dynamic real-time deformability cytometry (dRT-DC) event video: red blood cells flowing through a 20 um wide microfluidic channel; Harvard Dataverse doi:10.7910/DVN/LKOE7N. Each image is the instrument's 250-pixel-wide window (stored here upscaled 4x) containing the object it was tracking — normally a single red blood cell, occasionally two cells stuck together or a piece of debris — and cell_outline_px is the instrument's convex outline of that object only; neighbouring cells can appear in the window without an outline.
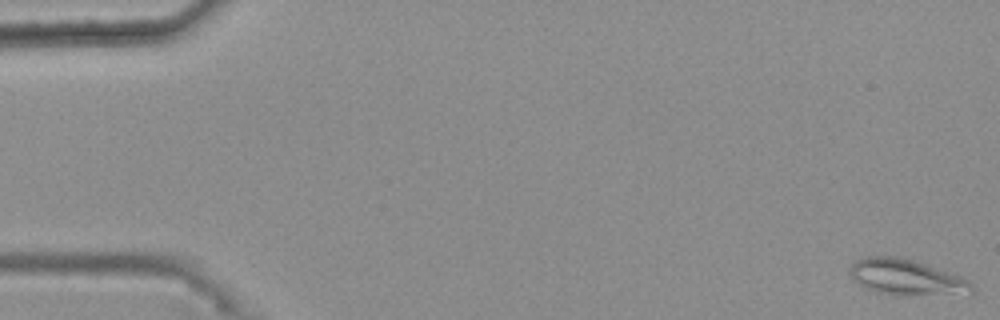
{"species": "common noctule bat (a hibernating species)", "species_latin": "Nyctalus noctula", "temperature_condition": "warm", "stored_images_in_passage": 47, "camera_frame_rate_fps": 3000, "um_per_image_px": 0.085, "animal": {"sex": "female", "body_mass_g": 25.1}, "frame": {"image": 1, "passage_image": 1, "time_ms": 0.0, "image_size_px": [1000, 320], "cell_outline_px": [[972, 292], [876, 292], [852, 280], [848, 272], [848, 268], [856, 260], [868, 256], [900, 256], [960, 276], [968, 280], [972, 284]], "centroid_in_image_um": [76.89, 23.48], "position_along_channel_um": 8.1, "area_um2": 23.76}}
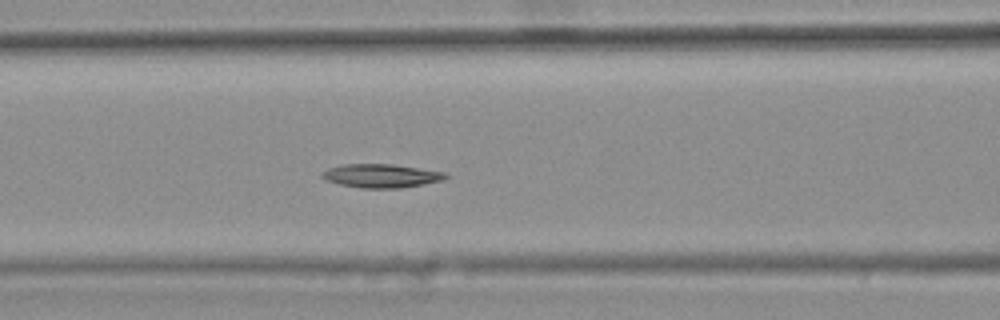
{"frame": {"image": 2, "passage_image": 23, "time_ms": 7.333, "image_size_px": [1000, 320], "cell_outline_px": [[448, 176], [444, 180], [424, 184], [400, 188], [360, 188], [340, 184], [328, 180], [320, 176], [320, 172], [328, 168], [344, 164], [392, 164], [444, 172]], "centroid_in_image_um": [32.39, 14.94], "position_along_channel_um": 134.2, "area_um2": 16.94}}
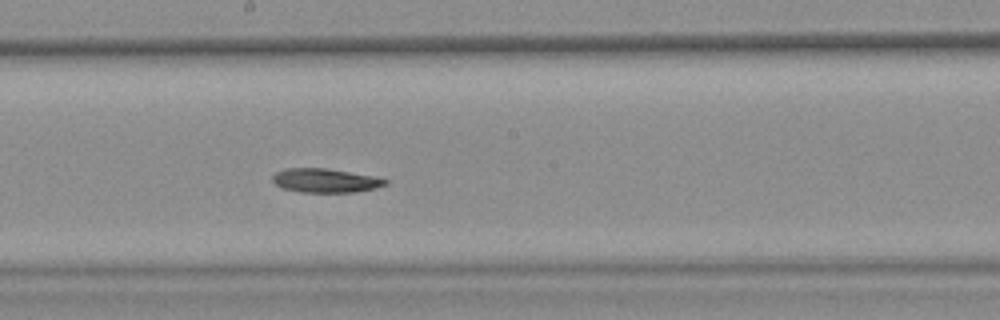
{"frame": {"image": 3, "passage_image": 30, "time_ms": 9.667, "image_size_px": [1000, 320], "cell_outline_px": [[388, 184], [376, 188], [356, 192], [300, 192], [284, 188], [276, 184], [272, 180], [272, 176], [276, 172], [284, 168], [328, 168], [380, 176], [388, 180]], "centroid_in_image_um": [27.73, 15.33], "position_along_channel_um": 220.5, "area_um2": 16.07}}